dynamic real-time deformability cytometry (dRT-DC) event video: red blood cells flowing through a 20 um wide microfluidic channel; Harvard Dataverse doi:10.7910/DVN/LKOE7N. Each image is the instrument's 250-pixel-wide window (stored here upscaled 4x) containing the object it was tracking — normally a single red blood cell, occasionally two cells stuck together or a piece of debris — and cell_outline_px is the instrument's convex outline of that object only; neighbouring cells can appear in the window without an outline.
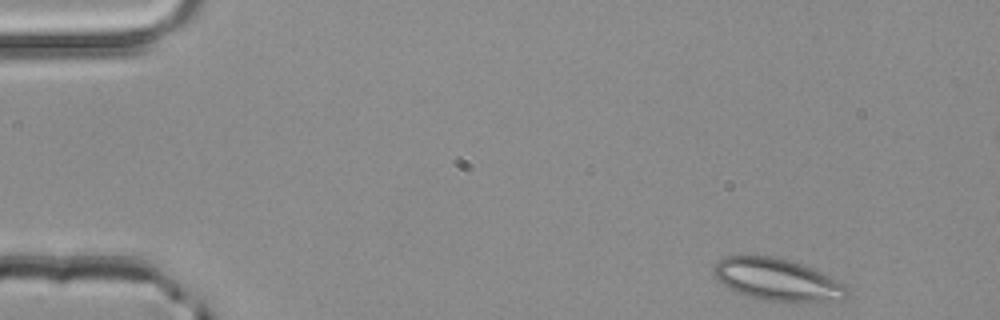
{"species": "common noctule bat (a hibernating species)", "species_latin": "Nyctalus noctula", "temperature_condition": "room temperature", "stored_images_in_passage": 49, "segment_of_instrument_passage": [1, 2], "camera_frame_rate_fps": 3000, "um_per_image_px": 0.085, "animal": {"sex": "male", "body_mass_g": 20.4}, "frame": {"image": 1, "passage_image": 1, "time_ms": 0.0, "image_size_px": [1000, 320], "cell_outline_px": [[848, 296], [840, 300], [792, 304], [764, 300], [748, 296], [736, 292], [716, 280], [712, 276], [712, 268], [724, 256], [772, 256], [788, 260], [812, 268], [844, 284], [848, 288]], "centroid_in_image_um": [66.06, 23.81], "position_along_channel_um": 18.9, "area_um2": 33.18}}
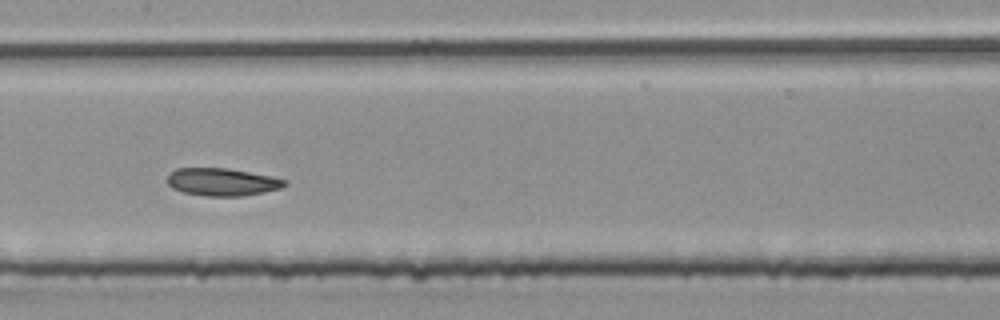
{"frame": {"image": 2, "passage_image": 22, "time_ms": 7.0, "image_size_px": [1000, 320], "cell_outline_px": [[288, 184], [280, 188], [264, 192], [240, 196], [208, 196], [184, 192], [172, 188], [168, 184], [168, 176], [176, 168], [228, 168], [272, 176], [288, 180]], "centroid_in_image_um": [18.92, 15.46], "position_along_channel_um": 188.5, "area_um2": 18.84}}
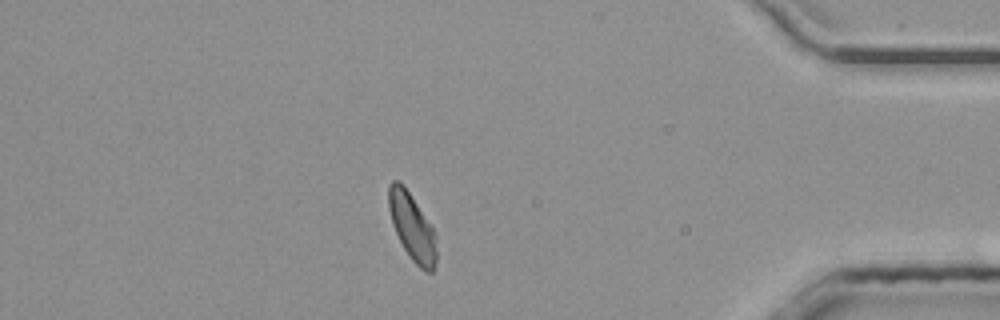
{"frame": {"image": 3, "passage_image": 41, "time_ms": 13.333, "image_size_px": [1000, 320], "cell_outline_px": [[436, 260], [432, 272], [424, 272], [412, 260], [404, 248], [392, 224], [388, 208], [388, 184], [392, 180], [396, 180], [404, 184], [432, 228], [436, 236]], "centroid_in_image_um": [35.01, 19.27], "position_along_channel_um": 400.2, "area_um2": 18.5}}